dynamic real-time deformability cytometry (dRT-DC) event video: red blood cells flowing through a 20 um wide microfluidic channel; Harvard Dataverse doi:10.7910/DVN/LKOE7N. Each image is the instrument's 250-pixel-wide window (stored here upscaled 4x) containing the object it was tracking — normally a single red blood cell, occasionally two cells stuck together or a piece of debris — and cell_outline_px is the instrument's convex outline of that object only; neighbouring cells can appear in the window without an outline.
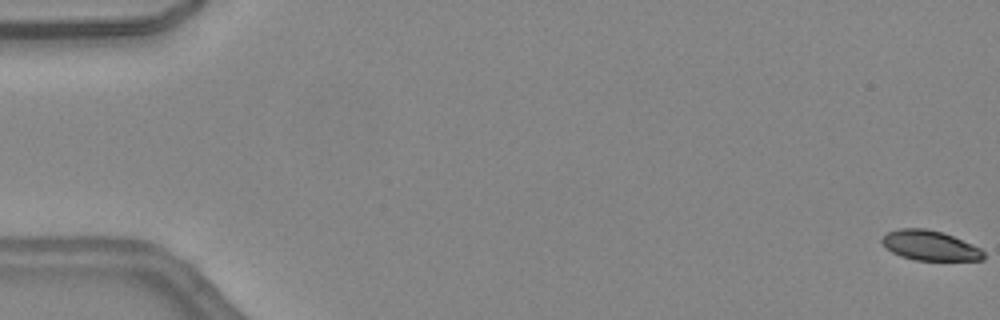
{"species": "common noctule bat (a hibernating species)", "species_latin": "Nyctalus noctula", "temperature_condition": "warm", "stored_images_in_passage": 48, "segment_of_instrument_passage": [1, 2], "camera_frame_rate_fps": 3000, "um_per_image_px": 0.085, "animal": {"sex": "female", "body_mass_g": 24.6, "forearm_length_mm": 56.2}, "frame": {"image": 1, "passage_image": 1, "time_ms": 0.0, "image_size_px": [1000, 320], "cell_outline_px": [[984, 260], [916, 260], [900, 256], [892, 252], [880, 240], [888, 232], [900, 228], [924, 228], [944, 232], [972, 244], [980, 248], [984, 252]], "centroid_in_image_um": [79.06, 20.86], "position_along_channel_um": 5.9, "area_um2": 17.63}}
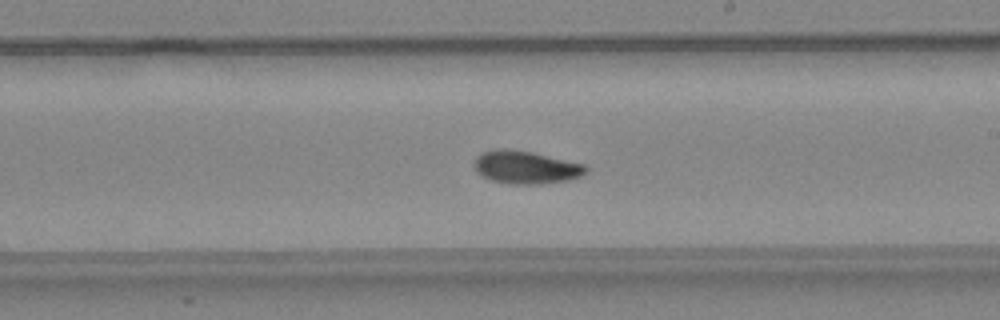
{"frame": {"image": 2, "passage_image": 28, "time_ms": 9.0, "image_size_px": [1000, 320], "cell_outline_px": [[588, 172], [580, 176], [568, 180], [540, 184], [512, 184], [492, 180], [480, 176], [476, 172], [472, 164], [476, 156], [484, 152], [500, 148], [504, 148], [532, 152], [584, 164], [588, 168]], "centroid_in_image_um": [44.66, 14.22], "position_along_channel_um": 244.3, "area_um2": 21.5}}
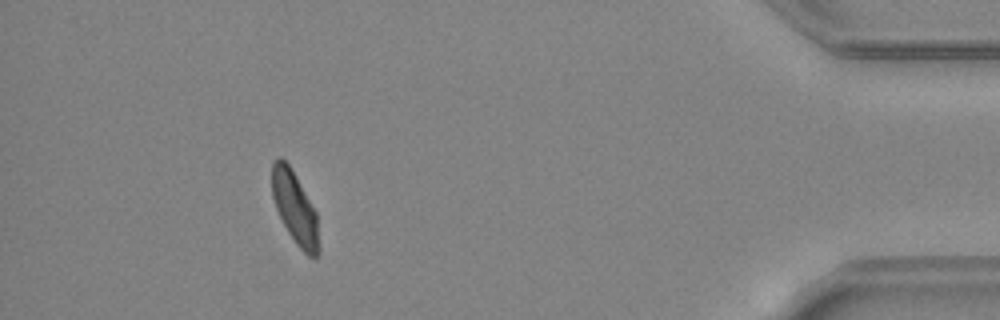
{"frame": {"image": 3, "passage_image": 43, "time_ms": 14.0, "image_size_px": [1000, 320], "cell_outline_px": [[320, 252], [316, 256], [308, 256], [296, 244], [288, 232], [276, 208], [272, 196], [272, 160], [276, 156], [280, 156], [288, 164], [316, 212], [320, 248]], "centroid_in_image_um": [25.06, 17.68], "position_along_channel_um": 410.1, "area_um2": 19.48}}